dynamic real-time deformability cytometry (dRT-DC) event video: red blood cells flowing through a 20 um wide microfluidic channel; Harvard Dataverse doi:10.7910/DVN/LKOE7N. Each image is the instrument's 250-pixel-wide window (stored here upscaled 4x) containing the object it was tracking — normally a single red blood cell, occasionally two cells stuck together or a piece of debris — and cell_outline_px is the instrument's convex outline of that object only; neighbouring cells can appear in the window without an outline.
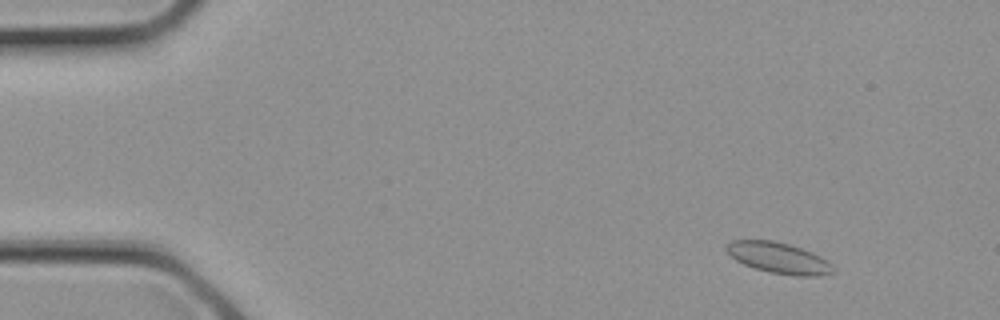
{"species": "common noctule bat (a hibernating species)", "species_latin": "Nyctalus noctula", "temperature_condition": "cold", "stored_images_in_passage": 19, "camera_frame_rate_fps": 3000, "um_per_image_px": 0.085, "animal": {"sex": "female", "body_mass_g": 21.9}, "frame": {"image": 1, "passage_image": 3, "time_ms": 0.667, "image_size_px": [1000, 320], "cell_outline_px": [[836, 272], [820, 276], [796, 276], [772, 272], [756, 268], [744, 264], [736, 260], [724, 248], [732, 240], [772, 240], [788, 244], [812, 252], [820, 256], [832, 264], [836, 268]], "centroid_in_image_um": [66.24, 21.93], "position_along_channel_um": 18.8, "area_um2": 19.13}}
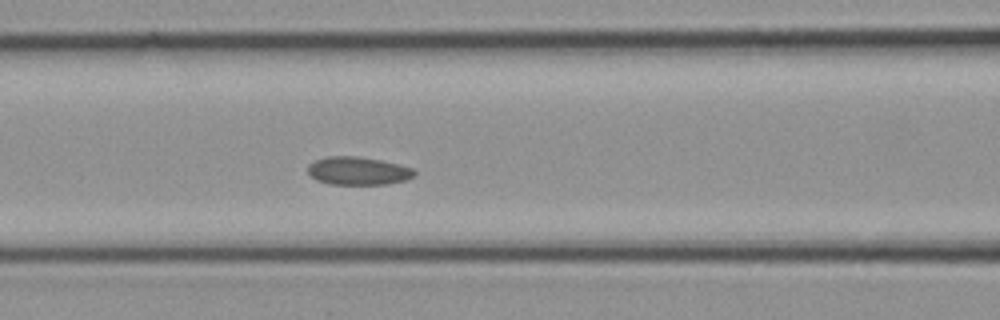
{"frame": {"image": 2, "passage_image": 12, "time_ms": 3.667, "image_size_px": [1000, 320], "cell_outline_px": [[416, 176], [408, 180], [388, 184], [332, 184], [316, 180], [308, 172], [308, 164], [316, 160], [328, 156], [356, 156], [380, 160], [400, 164], [412, 168], [416, 172]], "centroid_in_image_um": [30.48, 14.53], "position_along_channel_um": 136.1, "area_um2": 17.51}}
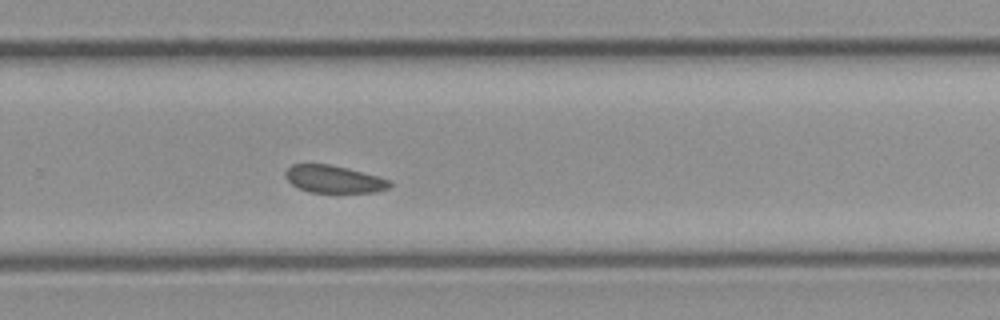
{"frame": {"image": 3, "passage_image": 19, "time_ms": 6.0, "image_size_px": [1000, 320], "cell_outline_px": [[392, 184], [388, 188], [376, 192], [308, 192], [292, 184], [284, 176], [284, 172], [292, 164], [328, 164], [392, 180]], "centroid_in_image_um": [28.36, 15.23], "position_along_channel_um": 301.4, "area_um2": 16.42}}